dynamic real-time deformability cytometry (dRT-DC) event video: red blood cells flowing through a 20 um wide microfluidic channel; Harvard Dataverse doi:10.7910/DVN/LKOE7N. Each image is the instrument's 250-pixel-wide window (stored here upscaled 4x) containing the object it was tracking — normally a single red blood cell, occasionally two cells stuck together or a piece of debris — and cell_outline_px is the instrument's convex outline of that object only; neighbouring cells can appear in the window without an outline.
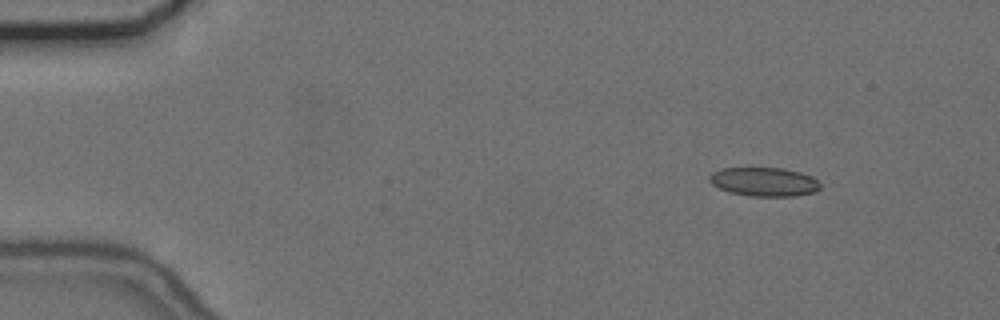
{"species": "common noctule bat (a hibernating species)", "species_latin": "Nyctalus noctula", "temperature_condition": "cold", "stored_images_in_passage": 50, "camera_frame_rate_fps": 3000, "um_per_image_px": 0.085, "animal": {"sex": "female", "body_mass_g": 24.6, "forearm_length_mm": 56.2}, "frame": {"image": 1, "passage_image": 1, "time_ms": 0.0, "image_size_px": [1000, 320], "cell_outline_px": [[820, 188], [816, 192], [796, 196], [752, 196], [728, 192], [712, 184], [708, 180], [708, 176], [712, 172], [724, 168], [784, 168], [800, 172], [812, 176], [820, 184]], "centroid_in_image_um": [64.95, 15.45], "position_along_channel_um": 20.0, "area_um2": 18.73}}
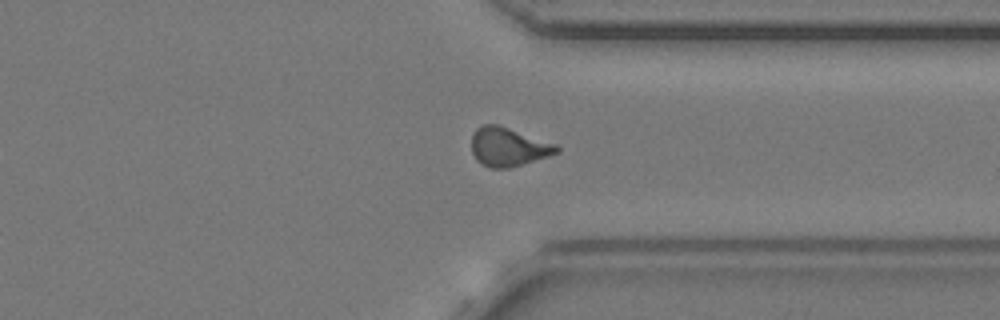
{"frame": {"image": 2, "passage_image": 37, "time_ms": 12.0, "image_size_px": [1000, 320], "cell_outline_px": [[560, 152], [548, 156], [508, 168], [488, 168], [480, 164], [476, 160], [472, 152], [472, 136], [476, 128], [480, 124], [500, 124], [556, 144], [560, 148]], "centroid_in_image_um": [43.18, 12.47], "position_along_channel_um": 368.2, "area_um2": 19.42}}
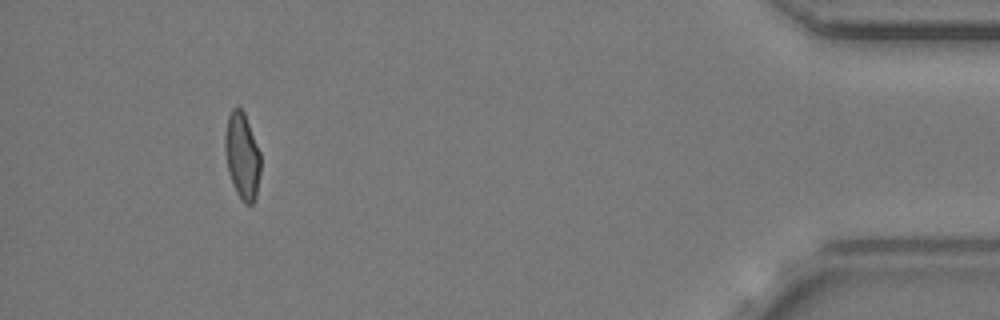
{"frame": {"image": 3, "passage_image": 46, "time_ms": 15.0, "image_size_px": [1000, 320], "cell_outline_px": [[260, 172], [256, 196], [252, 204], [244, 204], [240, 200], [236, 192], [228, 172], [224, 148], [224, 136], [228, 116], [232, 108], [240, 108], [244, 112], [260, 152]], "centroid_in_image_um": [20.57, 13.27], "position_along_channel_um": 414.6, "area_um2": 17.98}, "authors_computed_cell_mechanics": {"area_um2": 18.7272, "velocity_mm_per_s": 3.6889, "shape_relaxation_time_tau1_ms": null, "shape_relaxation_time_tau2_ms": 1.6026, "deformation_change_tau1": null, "deformation_change_tau2": 0.0682}}